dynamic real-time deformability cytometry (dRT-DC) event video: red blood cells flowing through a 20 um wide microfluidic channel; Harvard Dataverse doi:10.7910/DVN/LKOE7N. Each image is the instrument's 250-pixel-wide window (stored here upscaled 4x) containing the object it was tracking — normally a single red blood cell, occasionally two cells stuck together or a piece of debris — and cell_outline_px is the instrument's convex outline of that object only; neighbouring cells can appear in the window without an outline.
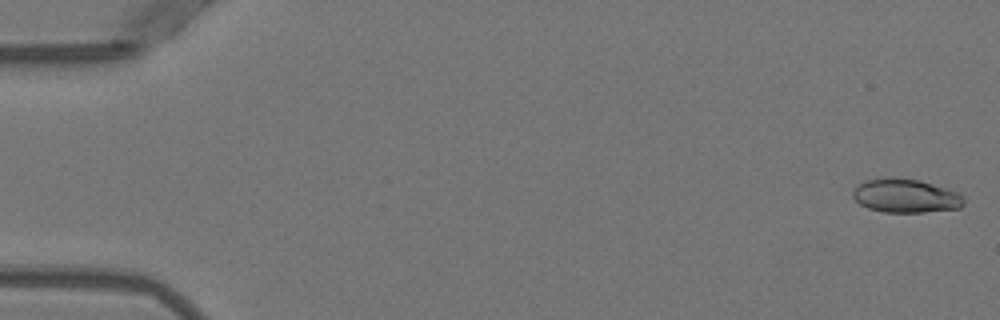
{"species": "Egyptian fruit bat (a non-hibernating species)", "species_latin": "Rousettus aegyptiacus", "temperature_condition": "warm", "stored_images_in_passage": 13, "camera_frame_rate_fps": 3000, "um_per_image_px": 0.085, "animal": {"sex": "female"}, "frame": {"image": 1, "passage_image": 1, "time_ms": 0.0, "image_size_px": [1000, 320], "cell_outline_px": [[964, 204], [960, 208], [924, 212], [884, 212], [868, 208], [860, 204], [852, 196], [852, 192], [860, 184], [868, 180], [920, 180], [960, 192], [964, 196]], "centroid_in_image_um": [77.06, 16.69], "position_along_channel_um": 7.9, "area_um2": 21.21}}